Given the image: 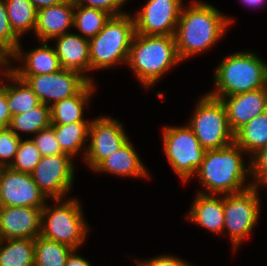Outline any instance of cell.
<instances>
[{
	"label": "cell",
	"mask_w": 267,
	"mask_h": 266,
	"mask_svg": "<svg viewBox=\"0 0 267 266\" xmlns=\"http://www.w3.org/2000/svg\"><path fill=\"white\" fill-rule=\"evenodd\" d=\"M5 6L11 28L19 38L35 30L37 10L29 0H5Z\"/></svg>",
	"instance_id": "28"
},
{
	"label": "cell",
	"mask_w": 267,
	"mask_h": 266,
	"mask_svg": "<svg viewBox=\"0 0 267 266\" xmlns=\"http://www.w3.org/2000/svg\"><path fill=\"white\" fill-rule=\"evenodd\" d=\"M214 82L216 90L208 95L216 99L267 88V64L255 53L230 54L216 68Z\"/></svg>",
	"instance_id": "4"
},
{
	"label": "cell",
	"mask_w": 267,
	"mask_h": 266,
	"mask_svg": "<svg viewBox=\"0 0 267 266\" xmlns=\"http://www.w3.org/2000/svg\"><path fill=\"white\" fill-rule=\"evenodd\" d=\"M4 241L6 245L2 246ZM0 266H35L34 239L1 240Z\"/></svg>",
	"instance_id": "24"
},
{
	"label": "cell",
	"mask_w": 267,
	"mask_h": 266,
	"mask_svg": "<svg viewBox=\"0 0 267 266\" xmlns=\"http://www.w3.org/2000/svg\"><path fill=\"white\" fill-rule=\"evenodd\" d=\"M111 15L103 10L74 5L73 25L82 32L85 39L94 38L103 28Z\"/></svg>",
	"instance_id": "30"
},
{
	"label": "cell",
	"mask_w": 267,
	"mask_h": 266,
	"mask_svg": "<svg viewBox=\"0 0 267 266\" xmlns=\"http://www.w3.org/2000/svg\"><path fill=\"white\" fill-rule=\"evenodd\" d=\"M88 230L79 201L75 199L55 204L53 209L45 205L41 210L40 236L48 240L76 250L84 243Z\"/></svg>",
	"instance_id": "6"
},
{
	"label": "cell",
	"mask_w": 267,
	"mask_h": 266,
	"mask_svg": "<svg viewBox=\"0 0 267 266\" xmlns=\"http://www.w3.org/2000/svg\"><path fill=\"white\" fill-rule=\"evenodd\" d=\"M262 186H265L267 188V180L262 184Z\"/></svg>",
	"instance_id": "43"
},
{
	"label": "cell",
	"mask_w": 267,
	"mask_h": 266,
	"mask_svg": "<svg viewBox=\"0 0 267 266\" xmlns=\"http://www.w3.org/2000/svg\"><path fill=\"white\" fill-rule=\"evenodd\" d=\"M93 81L89 82L78 94L50 105L51 125H65L83 119L84 105H87L94 91Z\"/></svg>",
	"instance_id": "22"
},
{
	"label": "cell",
	"mask_w": 267,
	"mask_h": 266,
	"mask_svg": "<svg viewBox=\"0 0 267 266\" xmlns=\"http://www.w3.org/2000/svg\"><path fill=\"white\" fill-rule=\"evenodd\" d=\"M245 5H249L248 7H256L264 3L265 0H242Z\"/></svg>",
	"instance_id": "42"
},
{
	"label": "cell",
	"mask_w": 267,
	"mask_h": 266,
	"mask_svg": "<svg viewBox=\"0 0 267 266\" xmlns=\"http://www.w3.org/2000/svg\"><path fill=\"white\" fill-rule=\"evenodd\" d=\"M179 59L174 36L141 35L135 33L129 50L127 64L147 88Z\"/></svg>",
	"instance_id": "3"
},
{
	"label": "cell",
	"mask_w": 267,
	"mask_h": 266,
	"mask_svg": "<svg viewBox=\"0 0 267 266\" xmlns=\"http://www.w3.org/2000/svg\"><path fill=\"white\" fill-rule=\"evenodd\" d=\"M220 100L226 109L229 127L235 133L256 116L267 111V88L226 96Z\"/></svg>",
	"instance_id": "16"
},
{
	"label": "cell",
	"mask_w": 267,
	"mask_h": 266,
	"mask_svg": "<svg viewBox=\"0 0 267 266\" xmlns=\"http://www.w3.org/2000/svg\"><path fill=\"white\" fill-rule=\"evenodd\" d=\"M139 266H189L186 262L181 261L179 258H175L173 256H158L151 260H147L143 263L137 261Z\"/></svg>",
	"instance_id": "37"
},
{
	"label": "cell",
	"mask_w": 267,
	"mask_h": 266,
	"mask_svg": "<svg viewBox=\"0 0 267 266\" xmlns=\"http://www.w3.org/2000/svg\"><path fill=\"white\" fill-rule=\"evenodd\" d=\"M35 266H65L67 258L74 250L71 247L48 240L42 236L34 239Z\"/></svg>",
	"instance_id": "29"
},
{
	"label": "cell",
	"mask_w": 267,
	"mask_h": 266,
	"mask_svg": "<svg viewBox=\"0 0 267 266\" xmlns=\"http://www.w3.org/2000/svg\"><path fill=\"white\" fill-rule=\"evenodd\" d=\"M26 81L42 104H53L78 94L92 79L79 72L60 69L58 72L40 75H16Z\"/></svg>",
	"instance_id": "10"
},
{
	"label": "cell",
	"mask_w": 267,
	"mask_h": 266,
	"mask_svg": "<svg viewBox=\"0 0 267 266\" xmlns=\"http://www.w3.org/2000/svg\"><path fill=\"white\" fill-rule=\"evenodd\" d=\"M128 140L117 151L104 158L93 170L121 176L147 177L148 173Z\"/></svg>",
	"instance_id": "21"
},
{
	"label": "cell",
	"mask_w": 267,
	"mask_h": 266,
	"mask_svg": "<svg viewBox=\"0 0 267 266\" xmlns=\"http://www.w3.org/2000/svg\"><path fill=\"white\" fill-rule=\"evenodd\" d=\"M63 153L73 157L81 150L89 136V121H78L65 125H51Z\"/></svg>",
	"instance_id": "26"
},
{
	"label": "cell",
	"mask_w": 267,
	"mask_h": 266,
	"mask_svg": "<svg viewBox=\"0 0 267 266\" xmlns=\"http://www.w3.org/2000/svg\"><path fill=\"white\" fill-rule=\"evenodd\" d=\"M12 114L6 100V85L0 86V128L9 127Z\"/></svg>",
	"instance_id": "38"
},
{
	"label": "cell",
	"mask_w": 267,
	"mask_h": 266,
	"mask_svg": "<svg viewBox=\"0 0 267 266\" xmlns=\"http://www.w3.org/2000/svg\"><path fill=\"white\" fill-rule=\"evenodd\" d=\"M42 158L40 151L35 146L32 139L20 141L17 153L10 168L23 173H31Z\"/></svg>",
	"instance_id": "31"
},
{
	"label": "cell",
	"mask_w": 267,
	"mask_h": 266,
	"mask_svg": "<svg viewBox=\"0 0 267 266\" xmlns=\"http://www.w3.org/2000/svg\"><path fill=\"white\" fill-rule=\"evenodd\" d=\"M134 35L135 22L132 16L126 13L111 16L104 28L89 40L90 70L127 63Z\"/></svg>",
	"instance_id": "5"
},
{
	"label": "cell",
	"mask_w": 267,
	"mask_h": 266,
	"mask_svg": "<svg viewBox=\"0 0 267 266\" xmlns=\"http://www.w3.org/2000/svg\"><path fill=\"white\" fill-rule=\"evenodd\" d=\"M189 127L205 150L219 149L234 142L226 109L220 99L206 94L198 102Z\"/></svg>",
	"instance_id": "7"
},
{
	"label": "cell",
	"mask_w": 267,
	"mask_h": 266,
	"mask_svg": "<svg viewBox=\"0 0 267 266\" xmlns=\"http://www.w3.org/2000/svg\"><path fill=\"white\" fill-rule=\"evenodd\" d=\"M190 209L187 217L191 221L211 232L222 233L224 230L223 197L219 200L212 194L200 191Z\"/></svg>",
	"instance_id": "19"
},
{
	"label": "cell",
	"mask_w": 267,
	"mask_h": 266,
	"mask_svg": "<svg viewBox=\"0 0 267 266\" xmlns=\"http://www.w3.org/2000/svg\"><path fill=\"white\" fill-rule=\"evenodd\" d=\"M19 42V37L11 28L6 11L5 0H0V48L10 59L16 52L17 48L21 46Z\"/></svg>",
	"instance_id": "32"
},
{
	"label": "cell",
	"mask_w": 267,
	"mask_h": 266,
	"mask_svg": "<svg viewBox=\"0 0 267 266\" xmlns=\"http://www.w3.org/2000/svg\"><path fill=\"white\" fill-rule=\"evenodd\" d=\"M35 7L36 10L42 9L44 7H49L52 5L59 4L65 0H29Z\"/></svg>",
	"instance_id": "40"
},
{
	"label": "cell",
	"mask_w": 267,
	"mask_h": 266,
	"mask_svg": "<svg viewBox=\"0 0 267 266\" xmlns=\"http://www.w3.org/2000/svg\"><path fill=\"white\" fill-rule=\"evenodd\" d=\"M74 3L65 0L59 4L37 10L34 32L42 41L62 36L73 25Z\"/></svg>",
	"instance_id": "17"
},
{
	"label": "cell",
	"mask_w": 267,
	"mask_h": 266,
	"mask_svg": "<svg viewBox=\"0 0 267 266\" xmlns=\"http://www.w3.org/2000/svg\"><path fill=\"white\" fill-rule=\"evenodd\" d=\"M234 142L246 153L267 145V111L256 116L234 133Z\"/></svg>",
	"instance_id": "25"
},
{
	"label": "cell",
	"mask_w": 267,
	"mask_h": 266,
	"mask_svg": "<svg viewBox=\"0 0 267 266\" xmlns=\"http://www.w3.org/2000/svg\"><path fill=\"white\" fill-rule=\"evenodd\" d=\"M55 47L61 68L81 72L90 70L89 40L75 33L56 37Z\"/></svg>",
	"instance_id": "18"
},
{
	"label": "cell",
	"mask_w": 267,
	"mask_h": 266,
	"mask_svg": "<svg viewBox=\"0 0 267 266\" xmlns=\"http://www.w3.org/2000/svg\"><path fill=\"white\" fill-rule=\"evenodd\" d=\"M181 3L182 0H148L133 17L135 33L174 36L183 8Z\"/></svg>",
	"instance_id": "12"
},
{
	"label": "cell",
	"mask_w": 267,
	"mask_h": 266,
	"mask_svg": "<svg viewBox=\"0 0 267 266\" xmlns=\"http://www.w3.org/2000/svg\"><path fill=\"white\" fill-rule=\"evenodd\" d=\"M163 143L170 165L182 180L187 181L196 174L206 150L188 125L165 127Z\"/></svg>",
	"instance_id": "8"
},
{
	"label": "cell",
	"mask_w": 267,
	"mask_h": 266,
	"mask_svg": "<svg viewBox=\"0 0 267 266\" xmlns=\"http://www.w3.org/2000/svg\"><path fill=\"white\" fill-rule=\"evenodd\" d=\"M252 161L249 164L250 173L254 177L253 186L259 187L267 180V145L259 148L252 154Z\"/></svg>",
	"instance_id": "35"
},
{
	"label": "cell",
	"mask_w": 267,
	"mask_h": 266,
	"mask_svg": "<svg viewBox=\"0 0 267 266\" xmlns=\"http://www.w3.org/2000/svg\"><path fill=\"white\" fill-rule=\"evenodd\" d=\"M75 249L70 253L67 258L65 266H91L83 257L75 254Z\"/></svg>",
	"instance_id": "39"
},
{
	"label": "cell",
	"mask_w": 267,
	"mask_h": 266,
	"mask_svg": "<svg viewBox=\"0 0 267 266\" xmlns=\"http://www.w3.org/2000/svg\"><path fill=\"white\" fill-rule=\"evenodd\" d=\"M21 139L8 127L0 128V167L9 166L13 162Z\"/></svg>",
	"instance_id": "33"
},
{
	"label": "cell",
	"mask_w": 267,
	"mask_h": 266,
	"mask_svg": "<svg viewBox=\"0 0 267 266\" xmlns=\"http://www.w3.org/2000/svg\"><path fill=\"white\" fill-rule=\"evenodd\" d=\"M125 1L127 0H72L74 5L97 8L109 13L111 16L125 14V12H120L118 10L122 6V4L125 3Z\"/></svg>",
	"instance_id": "36"
},
{
	"label": "cell",
	"mask_w": 267,
	"mask_h": 266,
	"mask_svg": "<svg viewBox=\"0 0 267 266\" xmlns=\"http://www.w3.org/2000/svg\"><path fill=\"white\" fill-rule=\"evenodd\" d=\"M45 194L32 179L31 174L0 167V206H25L42 209Z\"/></svg>",
	"instance_id": "13"
},
{
	"label": "cell",
	"mask_w": 267,
	"mask_h": 266,
	"mask_svg": "<svg viewBox=\"0 0 267 266\" xmlns=\"http://www.w3.org/2000/svg\"><path fill=\"white\" fill-rule=\"evenodd\" d=\"M41 210L25 206H0L2 240L40 236Z\"/></svg>",
	"instance_id": "15"
},
{
	"label": "cell",
	"mask_w": 267,
	"mask_h": 266,
	"mask_svg": "<svg viewBox=\"0 0 267 266\" xmlns=\"http://www.w3.org/2000/svg\"><path fill=\"white\" fill-rule=\"evenodd\" d=\"M242 152L243 149L235 142L219 149L206 150L196 174L210 194H236L253 186L251 183L242 187L246 174L250 172V166L245 167Z\"/></svg>",
	"instance_id": "2"
},
{
	"label": "cell",
	"mask_w": 267,
	"mask_h": 266,
	"mask_svg": "<svg viewBox=\"0 0 267 266\" xmlns=\"http://www.w3.org/2000/svg\"><path fill=\"white\" fill-rule=\"evenodd\" d=\"M231 21L205 2L194 1L188 9L182 8L174 35L179 59L184 60L212 47L224 35Z\"/></svg>",
	"instance_id": "1"
},
{
	"label": "cell",
	"mask_w": 267,
	"mask_h": 266,
	"mask_svg": "<svg viewBox=\"0 0 267 266\" xmlns=\"http://www.w3.org/2000/svg\"><path fill=\"white\" fill-rule=\"evenodd\" d=\"M74 165L71 156L57 154L42 156L35 169L30 173L32 179L46 197L61 202L73 183Z\"/></svg>",
	"instance_id": "11"
},
{
	"label": "cell",
	"mask_w": 267,
	"mask_h": 266,
	"mask_svg": "<svg viewBox=\"0 0 267 266\" xmlns=\"http://www.w3.org/2000/svg\"><path fill=\"white\" fill-rule=\"evenodd\" d=\"M258 187L236 194L223 195L224 229L229 232L233 248L248 236L259 218Z\"/></svg>",
	"instance_id": "9"
},
{
	"label": "cell",
	"mask_w": 267,
	"mask_h": 266,
	"mask_svg": "<svg viewBox=\"0 0 267 266\" xmlns=\"http://www.w3.org/2000/svg\"><path fill=\"white\" fill-rule=\"evenodd\" d=\"M8 55L0 48V66H5L9 65L10 63L8 62ZM4 64V65H3ZM1 71V69H0Z\"/></svg>",
	"instance_id": "41"
},
{
	"label": "cell",
	"mask_w": 267,
	"mask_h": 266,
	"mask_svg": "<svg viewBox=\"0 0 267 266\" xmlns=\"http://www.w3.org/2000/svg\"><path fill=\"white\" fill-rule=\"evenodd\" d=\"M43 46L33 49L31 52L22 53L19 46L12 57L25 61L24 68L10 69L15 75H40L58 72L61 68L56 50L47 45V41L41 42Z\"/></svg>",
	"instance_id": "20"
},
{
	"label": "cell",
	"mask_w": 267,
	"mask_h": 266,
	"mask_svg": "<svg viewBox=\"0 0 267 266\" xmlns=\"http://www.w3.org/2000/svg\"><path fill=\"white\" fill-rule=\"evenodd\" d=\"M5 75L14 81V85L6 84V100L12 116L30 111L40 104L37 95L33 92L28 83L16 76L10 69ZM11 85V86H10Z\"/></svg>",
	"instance_id": "23"
},
{
	"label": "cell",
	"mask_w": 267,
	"mask_h": 266,
	"mask_svg": "<svg viewBox=\"0 0 267 266\" xmlns=\"http://www.w3.org/2000/svg\"><path fill=\"white\" fill-rule=\"evenodd\" d=\"M51 125L50 106L40 103L28 112L12 116L9 129L17 136L18 131L37 134Z\"/></svg>",
	"instance_id": "27"
},
{
	"label": "cell",
	"mask_w": 267,
	"mask_h": 266,
	"mask_svg": "<svg viewBox=\"0 0 267 266\" xmlns=\"http://www.w3.org/2000/svg\"><path fill=\"white\" fill-rule=\"evenodd\" d=\"M32 141L42 156L65 154L60 148V144L57 141L54 129L51 125L47 128L41 129Z\"/></svg>",
	"instance_id": "34"
},
{
	"label": "cell",
	"mask_w": 267,
	"mask_h": 266,
	"mask_svg": "<svg viewBox=\"0 0 267 266\" xmlns=\"http://www.w3.org/2000/svg\"><path fill=\"white\" fill-rule=\"evenodd\" d=\"M90 145L84 151V160L94 169L104 158L123 146L129 139L119 120L100 117L90 121Z\"/></svg>",
	"instance_id": "14"
}]
</instances>
